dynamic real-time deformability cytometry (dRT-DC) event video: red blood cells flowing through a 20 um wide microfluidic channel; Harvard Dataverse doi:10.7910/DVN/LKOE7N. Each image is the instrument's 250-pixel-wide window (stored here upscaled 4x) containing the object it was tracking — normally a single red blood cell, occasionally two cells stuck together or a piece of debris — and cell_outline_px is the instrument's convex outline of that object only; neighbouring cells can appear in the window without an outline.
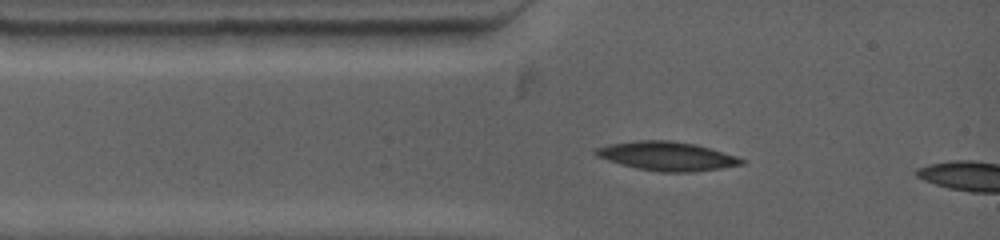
{"species": "common noctule bat (a hibernating species)", "species_latin": "Nyctalus noctula", "temperature_condition": "warm", "stored_images_in_passage": 4, "camera_frame_rate_fps": 4500, "um_per_image_px": 0.085, "animal": {"sex": "female", "body_mass_g": 19.0, "forearm_length_mm": 53.3}, "frame": {"image": 1, "passage_image": 1, "time_ms": 0.0, "image_size_px": [1000, 240], "cell_outline_px": [[744, 164], [696, 172], [660, 172], [636, 168], [620, 164], [596, 156], [592, 152], [596, 148], [608, 144], [636, 140], [672, 140], [696, 144], [712, 148], [736, 156], [744, 160]], "centroid_in_image_um": [56.67, 13.26], "position_along_channel_um": 28.3, "area_um2": 24.74}}
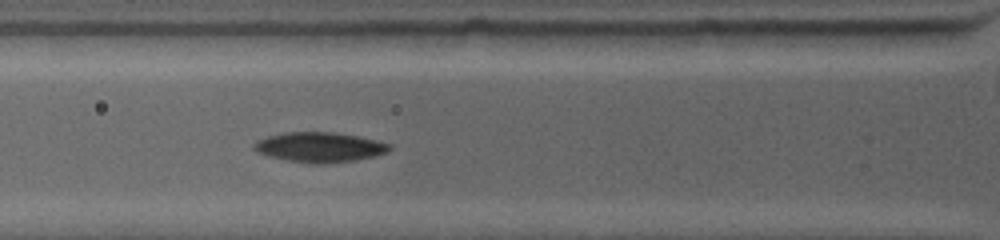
{"frame": {"image": 2, "passage_image": 4, "time_ms": 2.0, "image_size_px": [1000, 240], "cell_outline_px": [[392, 148], [388, 152], [356, 160], [320, 164], [312, 164], [288, 160], [268, 156], [256, 152], [252, 148], [252, 144], [256, 140], [268, 136], [284, 132], [332, 132], [356, 136], [376, 140], [392, 144]], "centroid_in_image_um": [27.13, 12.51], "position_along_channel_um": 98.7, "area_um2": 23.7}}